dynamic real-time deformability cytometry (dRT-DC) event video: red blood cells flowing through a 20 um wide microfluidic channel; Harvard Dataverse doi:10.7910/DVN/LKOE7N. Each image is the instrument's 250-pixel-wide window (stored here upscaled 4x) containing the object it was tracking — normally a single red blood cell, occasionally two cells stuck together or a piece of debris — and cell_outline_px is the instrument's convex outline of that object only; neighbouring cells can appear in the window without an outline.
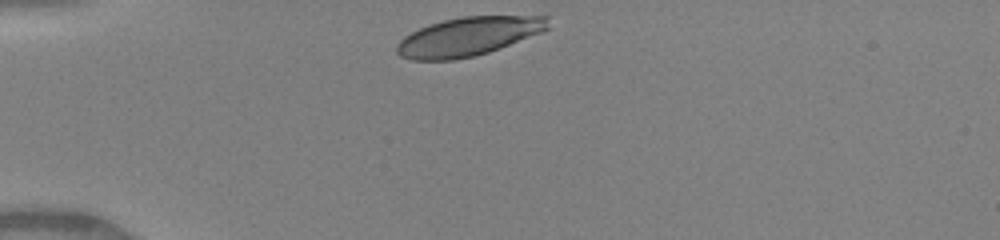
{"species": "human", "species_latin": "Homo sapiens", "temperature_condition": "warm", "stored_images_in_passage": 9, "camera_frame_rate_fps": 3000, "um_per_image_px": 0.085, "donor": {"sex": "female"}, "frame": {"image": 1, "passage_image": 1, "time_ms": 0.0, "image_size_px": [1000, 240], "cell_outline_px": [[548, 28], [540, 32], [488, 52], [472, 56], [452, 60], [412, 60], [400, 56], [396, 52], [396, 44], [404, 36], [428, 24], [444, 20], [464, 16], [548, 16]], "centroid_in_image_um": [39.74, 3.1], "position_along_channel_um": 45.3, "area_um2": 33.7}}
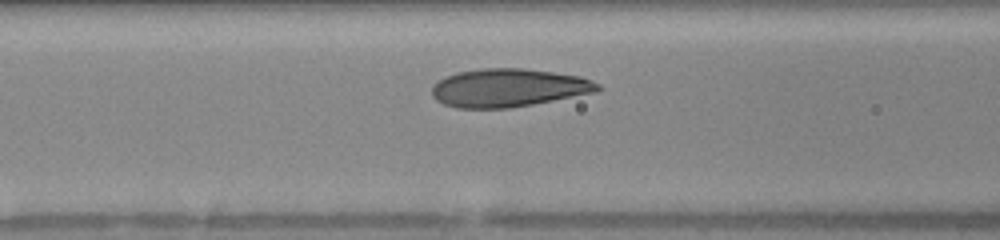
{"frame": {"image": 2, "passage_image": 8, "time_ms": 2.667, "image_size_px": [1000, 240], "cell_outline_px": [[600, 88], [596, 92], [532, 104], [508, 108], [456, 108], [444, 104], [436, 100], [432, 96], [432, 84], [444, 76], [456, 72], [480, 68], [524, 68], [580, 76], [592, 80], [600, 84]], "centroid_in_image_um": [43.17, 7.45], "position_along_channel_um": 123.4, "area_um2": 37.05}}